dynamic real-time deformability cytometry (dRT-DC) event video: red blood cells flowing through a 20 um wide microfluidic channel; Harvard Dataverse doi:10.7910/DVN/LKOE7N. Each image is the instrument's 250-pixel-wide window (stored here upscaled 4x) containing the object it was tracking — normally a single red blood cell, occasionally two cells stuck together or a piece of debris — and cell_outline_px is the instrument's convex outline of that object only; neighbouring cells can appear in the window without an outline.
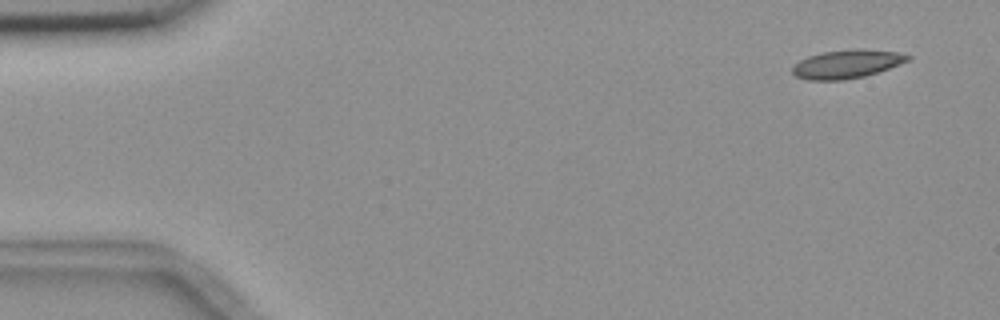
{"species": "common noctule bat (a hibernating species)", "species_latin": "Nyctalus noctula", "temperature_condition": "room temperature", "stored_images_in_passage": 5, "segment_of_instrument_passage": [1, 2], "camera_frame_rate_fps": 3000, "um_per_image_px": 0.085, "animal": {"sex": "female", "body_mass_g": 18.4}, "frame": {"image": 1, "passage_image": 1, "time_ms": 0.0, "image_size_px": [1000, 320], "cell_outline_px": [[912, 56], [908, 60], [888, 68], [864, 76], [844, 80], [808, 80], [796, 76], [792, 72], [792, 64], [808, 56], [820, 52], [860, 48], [864, 48], [896, 52]], "centroid_in_image_um": [71.92, 5.43], "position_along_channel_um": 13.1, "area_um2": 19.13}}